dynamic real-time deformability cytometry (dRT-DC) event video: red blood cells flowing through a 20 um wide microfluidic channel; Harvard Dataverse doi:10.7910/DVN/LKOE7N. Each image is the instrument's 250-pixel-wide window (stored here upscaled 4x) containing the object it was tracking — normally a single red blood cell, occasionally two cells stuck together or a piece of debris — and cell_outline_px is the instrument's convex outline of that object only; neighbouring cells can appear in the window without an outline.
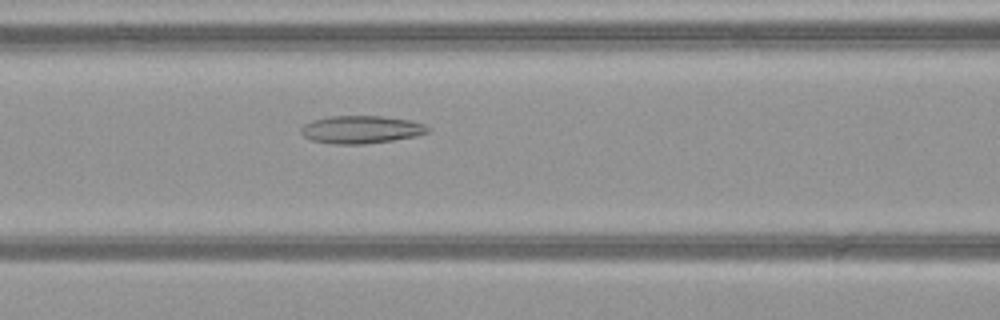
{"species": "common noctule bat (a hibernating species)", "species_latin": "Nyctalus noctula", "temperature_condition": "warm", "stored_images_in_passage": 51, "camera_frame_rate_fps": 3000, "um_per_image_px": 0.085, "animal": {"sex": "female", "body_mass_g": 21.9}, "frame": {"image": 1, "passage_image": 23, "time_ms": 7.333, "image_size_px": [1000, 320], "cell_outline_px": [[428, 132], [416, 136], [392, 140], [364, 144], [336, 144], [312, 140], [304, 136], [300, 132], [300, 128], [304, 124], [312, 120], [332, 116], [384, 116], [408, 120], [424, 124], [428, 128]], "centroid_in_image_um": [30.67, 11.01], "position_along_channel_um": 135.9, "area_um2": 20.35}}
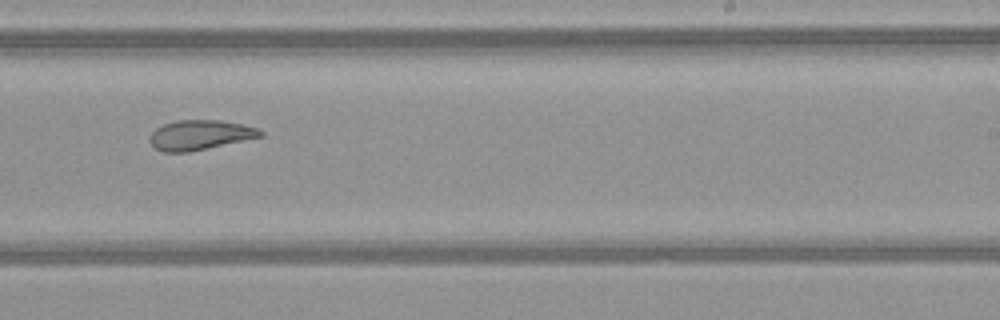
{"frame": {"image": 2, "passage_image": 33, "time_ms": 10.667, "image_size_px": [1000, 320], "cell_outline_px": [[264, 136], [188, 152], [164, 152], [156, 148], [148, 140], [152, 132], [156, 128], [164, 124], [176, 120], [220, 120], [244, 124], [256, 128], [264, 132]], "centroid_in_image_um": [17.0, 11.46], "position_along_channel_um": 272.0, "area_um2": 19.13}}
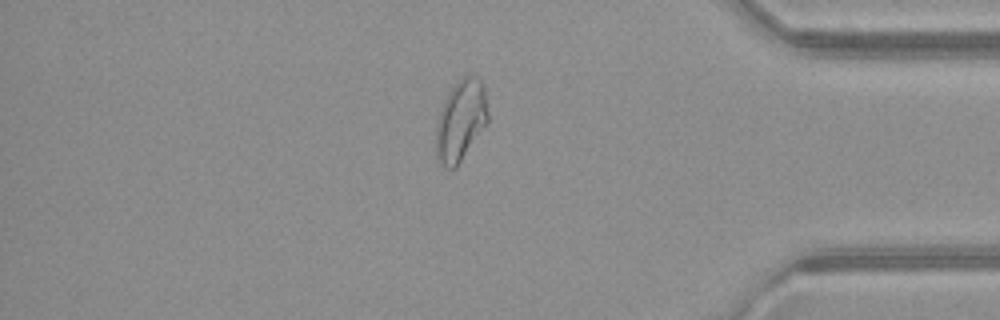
{"frame": {"image": 3, "passage_image": 44, "time_ms": 14.333, "image_size_px": [1000, 320], "cell_outline_px": [[488, 124], [456, 168], [444, 168], [440, 164], [436, 156], [436, 128], [440, 108], [448, 92], [464, 76], [476, 76], [484, 84], [488, 112]], "centroid_in_image_um": [39.17, 10.28], "position_along_channel_um": 396.0, "area_um2": 24.8}, "authors_computed_cell_mechanics": {"area_um2": 24.4494, "velocity_mm_per_s": 4.084, "shape_relaxation_time_tau1_ms": null, "shape_relaxation_time_tau2_ms": 2.8232, "deformation_change_tau1": null, "deformation_change_tau2": 0.1013}}